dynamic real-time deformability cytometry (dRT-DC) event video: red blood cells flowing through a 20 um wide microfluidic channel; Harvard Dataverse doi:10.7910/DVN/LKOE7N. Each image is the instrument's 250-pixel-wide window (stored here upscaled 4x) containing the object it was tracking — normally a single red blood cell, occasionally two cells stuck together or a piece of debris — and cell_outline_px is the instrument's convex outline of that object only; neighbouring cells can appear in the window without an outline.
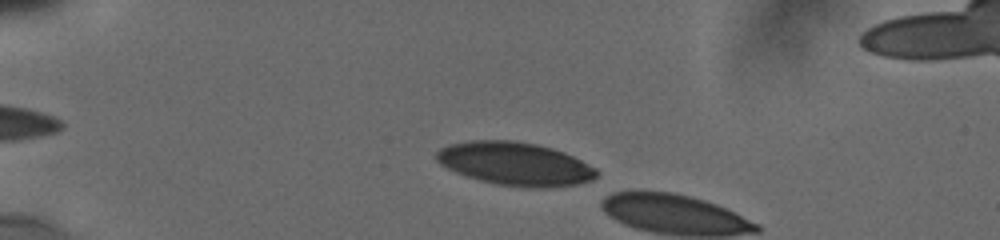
{"species": "human", "species_latin": "Homo sapiens", "temperature_condition": "cold", "stored_images_in_passage": 4, "camera_frame_rate_fps": 3000, "um_per_image_px": 0.085, "donor": {"sex": "male"}, "frame": {"image": 1, "passage_image": 2, "time_ms": 0.667, "image_size_px": [1000, 240], "cell_outline_px": [[600, 172], [592, 180], [576, 184], [536, 188], [496, 184], [480, 180], [456, 172], [440, 164], [436, 160], [436, 152], [440, 148], [448, 144], [468, 140], [512, 140], [536, 144], [552, 148], [564, 152], [596, 168]], "centroid_in_image_um": [43.76, 13.9], "position_along_channel_um": 41.2, "area_um2": 40.17}}